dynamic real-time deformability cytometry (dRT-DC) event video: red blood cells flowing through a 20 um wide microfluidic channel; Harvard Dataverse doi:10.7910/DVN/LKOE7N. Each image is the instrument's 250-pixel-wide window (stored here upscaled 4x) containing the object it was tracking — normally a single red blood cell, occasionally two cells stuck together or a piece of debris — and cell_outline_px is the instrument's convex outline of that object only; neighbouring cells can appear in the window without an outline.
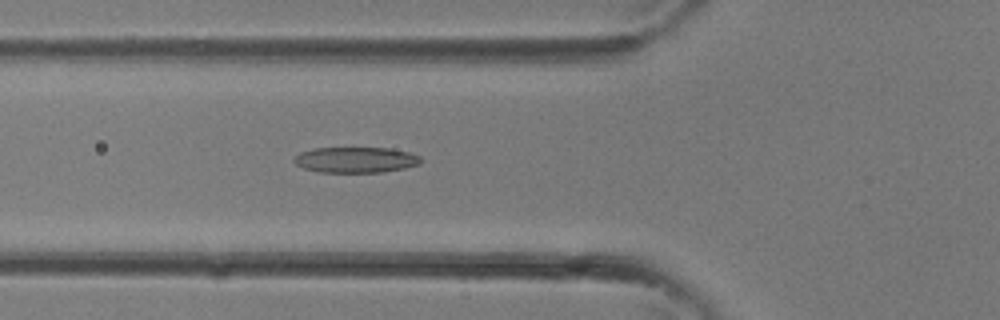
{"species": "common noctule bat (a hibernating species)", "species_latin": "Nyctalus noctula", "temperature_condition": "room temperature", "stored_images_in_passage": 34, "camera_frame_rate_fps": 3000, "um_per_image_px": 0.085, "animal": {"sex": "female"}, "frame": {"image": 1, "passage_image": 12, "time_ms": 3.667, "image_size_px": [1000, 320], "cell_outline_px": [[420, 164], [404, 168], [384, 172], [320, 172], [304, 168], [296, 164], [292, 160], [300, 152], [312, 148], [392, 148], [408, 152], [420, 156]], "centroid_in_image_um": [30.23, 13.58], "position_along_channel_um": 95.6, "area_um2": 18.96}}
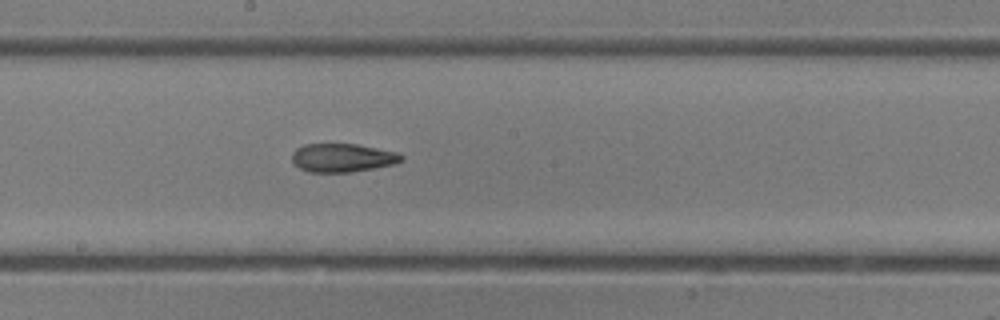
{"frame": {"image": 2, "passage_image": 18, "time_ms": 5.667, "image_size_px": [1000, 320], "cell_outline_px": [[404, 160], [396, 164], [376, 168], [352, 172], [308, 172], [300, 168], [292, 160], [292, 152], [296, 148], [304, 144], [356, 144], [400, 152], [404, 156]], "centroid_in_image_um": [29.17, 13.41], "position_along_channel_um": 219.0, "area_um2": 18.44}}
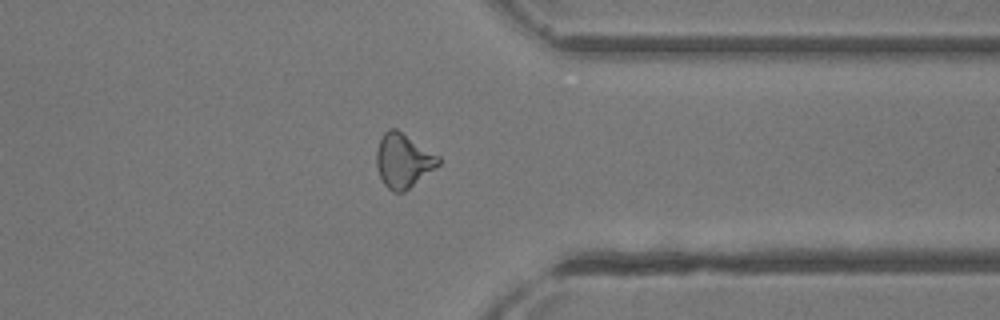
{"frame": {"image": 3, "passage_image": 26, "time_ms": 8.333, "image_size_px": [1000, 320], "cell_outline_px": [[440, 164], [436, 168], [404, 192], [392, 192], [384, 184], [376, 168], [376, 152], [380, 140], [384, 132], [388, 128], [396, 128], [440, 156]], "centroid_in_image_um": [34.28, 13.65], "position_along_channel_um": 377.1, "area_um2": 19.65}}